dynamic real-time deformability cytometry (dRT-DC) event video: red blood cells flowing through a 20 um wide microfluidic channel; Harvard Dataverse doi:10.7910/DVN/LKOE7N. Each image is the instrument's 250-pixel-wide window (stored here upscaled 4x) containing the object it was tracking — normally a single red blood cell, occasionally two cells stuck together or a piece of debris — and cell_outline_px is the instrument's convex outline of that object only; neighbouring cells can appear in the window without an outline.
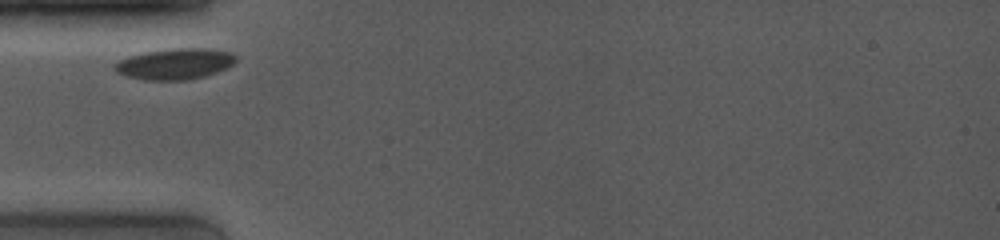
{"species": "common noctule bat (a hibernating species)", "species_latin": "Nyctalus noctula", "temperature_condition": "room temperature", "stored_images_in_passage": 2, "camera_frame_rate_fps": 4000, "um_per_image_px": 0.085, "animal": {"sex": "female", "body_mass_g": 19.0, "forearm_length_mm": 53.3}, "frame": {"image": 1, "passage_image": 1, "time_ms": 0.0, "image_size_px": [1000, 240], "cell_outline_px": [[236, 60], [232, 64], [216, 72], [204, 76], [184, 80], [144, 80], [124, 76], [116, 72], [112, 68], [112, 64], [120, 60], [144, 52], [172, 48], [212, 48], [232, 52], [236, 56]], "centroid_in_image_um": [14.84, 5.42], "position_along_channel_um": 70.2, "area_um2": 21.96}}